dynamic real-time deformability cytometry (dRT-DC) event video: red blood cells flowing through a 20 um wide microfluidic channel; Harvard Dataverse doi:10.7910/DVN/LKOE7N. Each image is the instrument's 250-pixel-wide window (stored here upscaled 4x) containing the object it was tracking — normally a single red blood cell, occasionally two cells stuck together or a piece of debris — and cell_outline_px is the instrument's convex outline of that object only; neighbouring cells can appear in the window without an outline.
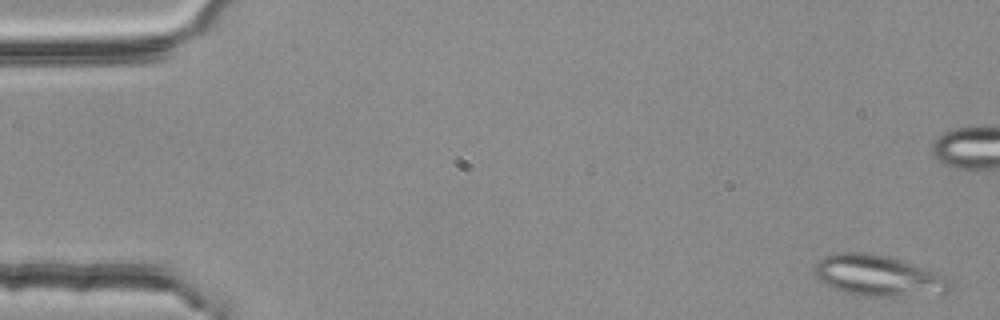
{"species": "common noctule bat (a hibernating species)", "species_latin": "Nyctalus noctula", "temperature_condition": "room temperature", "stored_images_in_passage": 54, "segment_of_instrument_passage": [1, 2], "camera_frame_rate_fps": 3000, "um_per_image_px": 0.085, "animal": {"sex": "female", "body_mass_g": 25.1}, "frame": {"image": 1, "passage_image": 2, "time_ms": 0.333, "image_size_px": [1000, 320], "cell_outline_px": [[952, 288], [948, 292], [896, 296], [864, 296], [844, 292], [832, 288], [816, 280], [816, 264], [824, 256], [836, 252], [868, 252], [888, 256], [936, 272], [952, 280]], "centroid_in_image_um": [74.63, 23.43], "position_along_channel_um": 10.4, "area_um2": 32.25}}